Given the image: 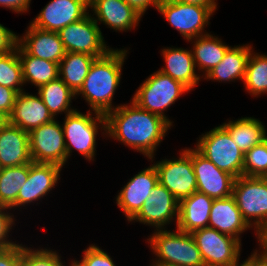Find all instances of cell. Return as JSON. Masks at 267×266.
Here are the masks:
<instances>
[{
  "mask_svg": "<svg viewBox=\"0 0 267 266\" xmlns=\"http://www.w3.org/2000/svg\"><path fill=\"white\" fill-rule=\"evenodd\" d=\"M188 42L192 44V56L197 70L204 74H202V77L222 61L225 52L230 47L218 36H213L210 33L191 39Z\"/></svg>",
  "mask_w": 267,
  "mask_h": 266,
  "instance_id": "obj_26",
  "label": "cell"
},
{
  "mask_svg": "<svg viewBox=\"0 0 267 266\" xmlns=\"http://www.w3.org/2000/svg\"><path fill=\"white\" fill-rule=\"evenodd\" d=\"M54 118L39 95L26 91L17 94L9 123L30 132L32 129L49 123Z\"/></svg>",
  "mask_w": 267,
  "mask_h": 266,
  "instance_id": "obj_20",
  "label": "cell"
},
{
  "mask_svg": "<svg viewBox=\"0 0 267 266\" xmlns=\"http://www.w3.org/2000/svg\"><path fill=\"white\" fill-rule=\"evenodd\" d=\"M253 47L251 44L230 46L225 52L222 61L215 66L204 79L221 82L244 81L246 64Z\"/></svg>",
  "mask_w": 267,
  "mask_h": 266,
  "instance_id": "obj_25",
  "label": "cell"
},
{
  "mask_svg": "<svg viewBox=\"0 0 267 266\" xmlns=\"http://www.w3.org/2000/svg\"><path fill=\"white\" fill-rule=\"evenodd\" d=\"M32 163L29 132L8 123L0 129V167Z\"/></svg>",
  "mask_w": 267,
  "mask_h": 266,
  "instance_id": "obj_21",
  "label": "cell"
},
{
  "mask_svg": "<svg viewBox=\"0 0 267 266\" xmlns=\"http://www.w3.org/2000/svg\"><path fill=\"white\" fill-rule=\"evenodd\" d=\"M259 245L267 252V229L259 236Z\"/></svg>",
  "mask_w": 267,
  "mask_h": 266,
  "instance_id": "obj_45",
  "label": "cell"
},
{
  "mask_svg": "<svg viewBox=\"0 0 267 266\" xmlns=\"http://www.w3.org/2000/svg\"><path fill=\"white\" fill-rule=\"evenodd\" d=\"M29 144L34 163L63 167L68 162L63 128L56 119L32 129L29 132Z\"/></svg>",
  "mask_w": 267,
  "mask_h": 266,
  "instance_id": "obj_12",
  "label": "cell"
},
{
  "mask_svg": "<svg viewBox=\"0 0 267 266\" xmlns=\"http://www.w3.org/2000/svg\"><path fill=\"white\" fill-rule=\"evenodd\" d=\"M89 12V0H51L29 24L58 32L67 25L82 20Z\"/></svg>",
  "mask_w": 267,
  "mask_h": 266,
  "instance_id": "obj_14",
  "label": "cell"
},
{
  "mask_svg": "<svg viewBox=\"0 0 267 266\" xmlns=\"http://www.w3.org/2000/svg\"><path fill=\"white\" fill-rule=\"evenodd\" d=\"M61 125L64 132L67 160L75 148L74 150H77L85 160L95 161L98 130L103 131L101 135L104 137L107 135L106 115L90 110L85 114L76 110L65 115Z\"/></svg>",
  "mask_w": 267,
  "mask_h": 266,
  "instance_id": "obj_4",
  "label": "cell"
},
{
  "mask_svg": "<svg viewBox=\"0 0 267 266\" xmlns=\"http://www.w3.org/2000/svg\"><path fill=\"white\" fill-rule=\"evenodd\" d=\"M93 19L116 32L131 31L138 26L141 16L124 0H89Z\"/></svg>",
  "mask_w": 267,
  "mask_h": 266,
  "instance_id": "obj_18",
  "label": "cell"
},
{
  "mask_svg": "<svg viewBox=\"0 0 267 266\" xmlns=\"http://www.w3.org/2000/svg\"><path fill=\"white\" fill-rule=\"evenodd\" d=\"M20 266H65L61 255L47 248L32 249L22 244Z\"/></svg>",
  "mask_w": 267,
  "mask_h": 266,
  "instance_id": "obj_35",
  "label": "cell"
},
{
  "mask_svg": "<svg viewBox=\"0 0 267 266\" xmlns=\"http://www.w3.org/2000/svg\"><path fill=\"white\" fill-rule=\"evenodd\" d=\"M29 164L4 167L0 170V206L17 209V196L26 183Z\"/></svg>",
  "mask_w": 267,
  "mask_h": 266,
  "instance_id": "obj_31",
  "label": "cell"
},
{
  "mask_svg": "<svg viewBox=\"0 0 267 266\" xmlns=\"http://www.w3.org/2000/svg\"><path fill=\"white\" fill-rule=\"evenodd\" d=\"M57 33L66 52L84 53L100 58L113 49L107 46L99 24L93 19L91 13Z\"/></svg>",
  "mask_w": 267,
  "mask_h": 266,
  "instance_id": "obj_11",
  "label": "cell"
},
{
  "mask_svg": "<svg viewBox=\"0 0 267 266\" xmlns=\"http://www.w3.org/2000/svg\"><path fill=\"white\" fill-rule=\"evenodd\" d=\"M161 55H163L165 66L159 71L181 82L190 92L201 81L202 76L195 70L197 68L191 50L182 47H165L161 49Z\"/></svg>",
  "mask_w": 267,
  "mask_h": 266,
  "instance_id": "obj_23",
  "label": "cell"
},
{
  "mask_svg": "<svg viewBox=\"0 0 267 266\" xmlns=\"http://www.w3.org/2000/svg\"><path fill=\"white\" fill-rule=\"evenodd\" d=\"M150 266H166V265H159V264H156V263H152Z\"/></svg>",
  "mask_w": 267,
  "mask_h": 266,
  "instance_id": "obj_48",
  "label": "cell"
},
{
  "mask_svg": "<svg viewBox=\"0 0 267 266\" xmlns=\"http://www.w3.org/2000/svg\"><path fill=\"white\" fill-rule=\"evenodd\" d=\"M10 207L0 206V251L9 249L18 245L19 243H14L9 238L10 230L12 231V226L15 225L14 214H12ZM9 210V211H8Z\"/></svg>",
  "mask_w": 267,
  "mask_h": 266,
  "instance_id": "obj_37",
  "label": "cell"
},
{
  "mask_svg": "<svg viewBox=\"0 0 267 266\" xmlns=\"http://www.w3.org/2000/svg\"><path fill=\"white\" fill-rule=\"evenodd\" d=\"M9 123V116L0 110V129Z\"/></svg>",
  "mask_w": 267,
  "mask_h": 266,
  "instance_id": "obj_46",
  "label": "cell"
},
{
  "mask_svg": "<svg viewBox=\"0 0 267 266\" xmlns=\"http://www.w3.org/2000/svg\"><path fill=\"white\" fill-rule=\"evenodd\" d=\"M0 85L13 89L17 93L25 90L18 45L12 52L0 55Z\"/></svg>",
  "mask_w": 267,
  "mask_h": 266,
  "instance_id": "obj_33",
  "label": "cell"
},
{
  "mask_svg": "<svg viewBox=\"0 0 267 266\" xmlns=\"http://www.w3.org/2000/svg\"><path fill=\"white\" fill-rule=\"evenodd\" d=\"M22 243L0 251V266H20Z\"/></svg>",
  "mask_w": 267,
  "mask_h": 266,
  "instance_id": "obj_39",
  "label": "cell"
},
{
  "mask_svg": "<svg viewBox=\"0 0 267 266\" xmlns=\"http://www.w3.org/2000/svg\"><path fill=\"white\" fill-rule=\"evenodd\" d=\"M147 240L156 256L152 263L166 266H205L191 233L178 229H155Z\"/></svg>",
  "mask_w": 267,
  "mask_h": 266,
  "instance_id": "obj_3",
  "label": "cell"
},
{
  "mask_svg": "<svg viewBox=\"0 0 267 266\" xmlns=\"http://www.w3.org/2000/svg\"><path fill=\"white\" fill-rule=\"evenodd\" d=\"M185 4H196L209 7L213 12L217 9V0H176Z\"/></svg>",
  "mask_w": 267,
  "mask_h": 266,
  "instance_id": "obj_44",
  "label": "cell"
},
{
  "mask_svg": "<svg viewBox=\"0 0 267 266\" xmlns=\"http://www.w3.org/2000/svg\"><path fill=\"white\" fill-rule=\"evenodd\" d=\"M179 157L154 161L158 182L181 201L197 191V180L192 165V148L179 151Z\"/></svg>",
  "mask_w": 267,
  "mask_h": 266,
  "instance_id": "obj_9",
  "label": "cell"
},
{
  "mask_svg": "<svg viewBox=\"0 0 267 266\" xmlns=\"http://www.w3.org/2000/svg\"><path fill=\"white\" fill-rule=\"evenodd\" d=\"M158 183V173L152 164L135 174L122 187L115 201L128 222L140 211L144 202L151 195V190Z\"/></svg>",
  "mask_w": 267,
  "mask_h": 266,
  "instance_id": "obj_16",
  "label": "cell"
},
{
  "mask_svg": "<svg viewBox=\"0 0 267 266\" xmlns=\"http://www.w3.org/2000/svg\"><path fill=\"white\" fill-rule=\"evenodd\" d=\"M243 176L267 178V140L244 154Z\"/></svg>",
  "mask_w": 267,
  "mask_h": 266,
  "instance_id": "obj_34",
  "label": "cell"
},
{
  "mask_svg": "<svg viewBox=\"0 0 267 266\" xmlns=\"http://www.w3.org/2000/svg\"><path fill=\"white\" fill-rule=\"evenodd\" d=\"M18 36L16 33L0 23V55L12 52L17 48Z\"/></svg>",
  "mask_w": 267,
  "mask_h": 266,
  "instance_id": "obj_38",
  "label": "cell"
},
{
  "mask_svg": "<svg viewBox=\"0 0 267 266\" xmlns=\"http://www.w3.org/2000/svg\"><path fill=\"white\" fill-rule=\"evenodd\" d=\"M213 200L206 194L196 191L179 201L176 228L183 232L192 233L195 230L208 227Z\"/></svg>",
  "mask_w": 267,
  "mask_h": 266,
  "instance_id": "obj_24",
  "label": "cell"
},
{
  "mask_svg": "<svg viewBox=\"0 0 267 266\" xmlns=\"http://www.w3.org/2000/svg\"><path fill=\"white\" fill-rule=\"evenodd\" d=\"M25 34L18 36V44L29 54L58 63L66 54L57 32L39 29L29 24Z\"/></svg>",
  "mask_w": 267,
  "mask_h": 266,
  "instance_id": "obj_19",
  "label": "cell"
},
{
  "mask_svg": "<svg viewBox=\"0 0 267 266\" xmlns=\"http://www.w3.org/2000/svg\"><path fill=\"white\" fill-rule=\"evenodd\" d=\"M260 250V251H259ZM259 250H254L248 259H246L252 266H267V252L261 247ZM259 251V252H258Z\"/></svg>",
  "mask_w": 267,
  "mask_h": 266,
  "instance_id": "obj_43",
  "label": "cell"
},
{
  "mask_svg": "<svg viewBox=\"0 0 267 266\" xmlns=\"http://www.w3.org/2000/svg\"><path fill=\"white\" fill-rule=\"evenodd\" d=\"M157 11L187 41L209 34L205 28L210 23V17L214 15L209 7L185 4L176 0H161Z\"/></svg>",
  "mask_w": 267,
  "mask_h": 266,
  "instance_id": "obj_8",
  "label": "cell"
},
{
  "mask_svg": "<svg viewBox=\"0 0 267 266\" xmlns=\"http://www.w3.org/2000/svg\"><path fill=\"white\" fill-rule=\"evenodd\" d=\"M205 266H234L239 263L241 241L209 227L193 231Z\"/></svg>",
  "mask_w": 267,
  "mask_h": 266,
  "instance_id": "obj_10",
  "label": "cell"
},
{
  "mask_svg": "<svg viewBox=\"0 0 267 266\" xmlns=\"http://www.w3.org/2000/svg\"><path fill=\"white\" fill-rule=\"evenodd\" d=\"M18 57L22 66L24 83L40 86L56 80L59 77V64L29 55L18 44Z\"/></svg>",
  "mask_w": 267,
  "mask_h": 266,
  "instance_id": "obj_28",
  "label": "cell"
},
{
  "mask_svg": "<svg viewBox=\"0 0 267 266\" xmlns=\"http://www.w3.org/2000/svg\"><path fill=\"white\" fill-rule=\"evenodd\" d=\"M208 227L240 241H242L240 235L251 229L242 218L232 196L213 200Z\"/></svg>",
  "mask_w": 267,
  "mask_h": 266,
  "instance_id": "obj_22",
  "label": "cell"
},
{
  "mask_svg": "<svg viewBox=\"0 0 267 266\" xmlns=\"http://www.w3.org/2000/svg\"><path fill=\"white\" fill-rule=\"evenodd\" d=\"M107 137L134 149L153 162L157 147L173 127L159 115L130 104L118 105L106 115Z\"/></svg>",
  "mask_w": 267,
  "mask_h": 266,
  "instance_id": "obj_1",
  "label": "cell"
},
{
  "mask_svg": "<svg viewBox=\"0 0 267 266\" xmlns=\"http://www.w3.org/2000/svg\"><path fill=\"white\" fill-rule=\"evenodd\" d=\"M221 125L229 132L243 154L265 140L266 126L257 118L241 117L235 121L230 119Z\"/></svg>",
  "mask_w": 267,
  "mask_h": 266,
  "instance_id": "obj_27",
  "label": "cell"
},
{
  "mask_svg": "<svg viewBox=\"0 0 267 266\" xmlns=\"http://www.w3.org/2000/svg\"><path fill=\"white\" fill-rule=\"evenodd\" d=\"M192 165L197 180V192L213 199L232 196L235 178L218 169L196 148L192 149Z\"/></svg>",
  "mask_w": 267,
  "mask_h": 266,
  "instance_id": "obj_15",
  "label": "cell"
},
{
  "mask_svg": "<svg viewBox=\"0 0 267 266\" xmlns=\"http://www.w3.org/2000/svg\"><path fill=\"white\" fill-rule=\"evenodd\" d=\"M130 7H132L141 17L145 14L149 6L158 9L161 0H124Z\"/></svg>",
  "mask_w": 267,
  "mask_h": 266,
  "instance_id": "obj_42",
  "label": "cell"
},
{
  "mask_svg": "<svg viewBox=\"0 0 267 266\" xmlns=\"http://www.w3.org/2000/svg\"><path fill=\"white\" fill-rule=\"evenodd\" d=\"M61 171L62 167L56 164L29 163V175L17 196V208L46 197L57 186Z\"/></svg>",
  "mask_w": 267,
  "mask_h": 266,
  "instance_id": "obj_17",
  "label": "cell"
},
{
  "mask_svg": "<svg viewBox=\"0 0 267 266\" xmlns=\"http://www.w3.org/2000/svg\"><path fill=\"white\" fill-rule=\"evenodd\" d=\"M234 266H252L246 259L244 261H242V263H237Z\"/></svg>",
  "mask_w": 267,
  "mask_h": 266,
  "instance_id": "obj_47",
  "label": "cell"
},
{
  "mask_svg": "<svg viewBox=\"0 0 267 266\" xmlns=\"http://www.w3.org/2000/svg\"><path fill=\"white\" fill-rule=\"evenodd\" d=\"M189 91L181 82L158 70L142 82L131 100L145 111L159 115L173 125L174 122L166 116L165 111Z\"/></svg>",
  "mask_w": 267,
  "mask_h": 266,
  "instance_id": "obj_6",
  "label": "cell"
},
{
  "mask_svg": "<svg viewBox=\"0 0 267 266\" xmlns=\"http://www.w3.org/2000/svg\"><path fill=\"white\" fill-rule=\"evenodd\" d=\"M17 94L15 90L0 85V110L8 116L12 113Z\"/></svg>",
  "mask_w": 267,
  "mask_h": 266,
  "instance_id": "obj_40",
  "label": "cell"
},
{
  "mask_svg": "<svg viewBox=\"0 0 267 266\" xmlns=\"http://www.w3.org/2000/svg\"><path fill=\"white\" fill-rule=\"evenodd\" d=\"M83 253L80 261L72 260L75 266H116L112 257L96 244H89Z\"/></svg>",
  "mask_w": 267,
  "mask_h": 266,
  "instance_id": "obj_36",
  "label": "cell"
},
{
  "mask_svg": "<svg viewBox=\"0 0 267 266\" xmlns=\"http://www.w3.org/2000/svg\"><path fill=\"white\" fill-rule=\"evenodd\" d=\"M95 59V56L84 53L66 52L59 62V78L76 94Z\"/></svg>",
  "mask_w": 267,
  "mask_h": 266,
  "instance_id": "obj_30",
  "label": "cell"
},
{
  "mask_svg": "<svg viewBox=\"0 0 267 266\" xmlns=\"http://www.w3.org/2000/svg\"><path fill=\"white\" fill-rule=\"evenodd\" d=\"M31 0H0V6L13 11L14 13L23 14L29 12Z\"/></svg>",
  "mask_w": 267,
  "mask_h": 266,
  "instance_id": "obj_41",
  "label": "cell"
},
{
  "mask_svg": "<svg viewBox=\"0 0 267 266\" xmlns=\"http://www.w3.org/2000/svg\"><path fill=\"white\" fill-rule=\"evenodd\" d=\"M179 201L163 185L158 183L140 211L129 221L146 224L156 230L166 229L173 220L178 221ZM165 226V227H164Z\"/></svg>",
  "mask_w": 267,
  "mask_h": 266,
  "instance_id": "obj_13",
  "label": "cell"
},
{
  "mask_svg": "<svg viewBox=\"0 0 267 266\" xmlns=\"http://www.w3.org/2000/svg\"><path fill=\"white\" fill-rule=\"evenodd\" d=\"M195 148L218 169L235 179L243 176L244 154L222 125L203 133Z\"/></svg>",
  "mask_w": 267,
  "mask_h": 266,
  "instance_id": "obj_7",
  "label": "cell"
},
{
  "mask_svg": "<svg viewBox=\"0 0 267 266\" xmlns=\"http://www.w3.org/2000/svg\"><path fill=\"white\" fill-rule=\"evenodd\" d=\"M126 49H111L105 56L96 58L88 75L76 93L88 103L90 111L107 115L118 107L112 104L122 77V68L129 53Z\"/></svg>",
  "mask_w": 267,
  "mask_h": 266,
  "instance_id": "obj_2",
  "label": "cell"
},
{
  "mask_svg": "<svg viewBox=\"0 0 267 266\" xmlns=\"http://www.w3.org/2000/svg\"><path fill=\"white\" fill-rule=\"evenodd\" d=\"M36 90L54 119L63 112L67 115L77 110L74 107L71 108L76 94L59 77Z\"/></svg>",
  "mask_w": 267,
  "mask_h": 266,
  "instance_id": "obj_29",
  "label": "cell"
},
{
  "mask_svg": "<svg viewBox=\"0 0 267 266\" xmlns=\"http://www.w3.org/2000/svg\"><path fill=\"white\" fill-rule=\"evenodd\" d=\"M232 197L242 218L251 229L253 228L259 242V236L267 229V178H236Z\"/></svg>",
  "mask_w": 267,
  "mask_h": 266,
  "instance_id": "obj_5",
  "label": "cell"
},
{
  "mask_svg": "<svg viewBox=\"0 0 267 266\" xmlns=\"http://www.w3.org/2000/svg\"><path fill=\"white\" fill-rule=\"evenodd\" d=\"M243 83L245 91L254 97L267 94V55L251 50Z\"/></svg>",
  "mask_w": 267,
  "mask_h": 266,
  "instance_id": "obj_32",
  "label": "cell"
}]
</instances>
